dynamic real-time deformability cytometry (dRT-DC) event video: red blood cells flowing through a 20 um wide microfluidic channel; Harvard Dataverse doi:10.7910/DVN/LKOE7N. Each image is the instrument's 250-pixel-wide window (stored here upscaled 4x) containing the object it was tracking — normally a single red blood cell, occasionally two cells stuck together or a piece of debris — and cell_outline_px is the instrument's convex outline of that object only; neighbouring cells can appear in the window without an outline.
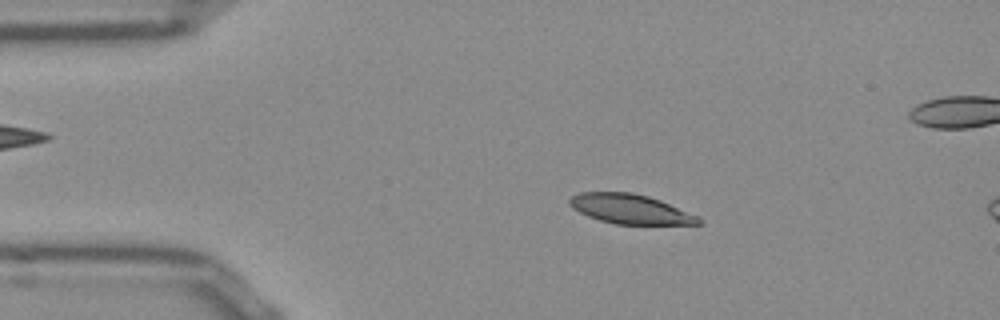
{"species": "Egyptian fruit bat (a non-hibernating species)", "species_latin": "Rousettus aegyptiacus", "temperature_condition": "room temperature", "stored_images_in_passage": 51, "segment_of_instrument_passage": [1, 2], "camera_frame_rate_fps": 3000, "um_per_image_px": 0.085, "frame": {"image": 1, "passage_image": 7, "time_ms": 2.0, "image_size_px": [1000, 320], "cell_outline_px": [[704, 224], [616, 224], [600, 220], [588, 216], [572, 208], [568, 204], [568, 200], [572, 196], [580, 192], [632, 192], [648, 196], [660, 200], [700, 216]], "centroid_in_image_um": [53.59, 17.76], "position_along_channel_um": 31.4, "area_um2": 22.31}}
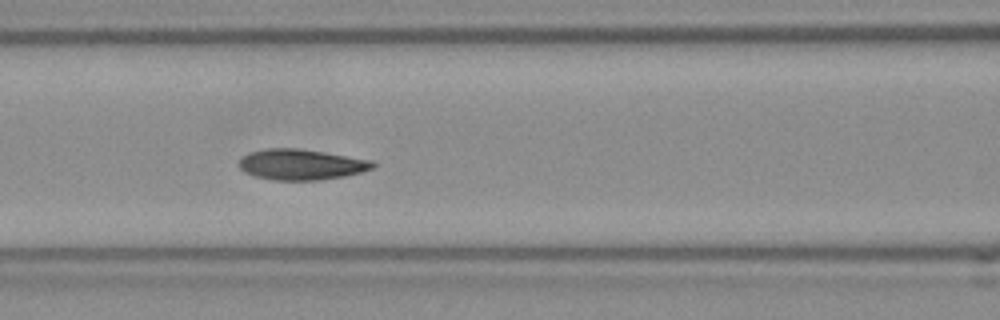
{"frame": {"image": 2, "passage_image": 19, "time_ms": 6.0, "image_size_px": [1000, 320], "cell_outline_px": [[376, 164], [372, 168], [360, 172], [344, 176], [320, 180], [272, 180], [252, 176], [244, 172], [240, 168], [240, 160], [248, 152], [268, 148], [300, 148], [372, 160]], "centroid_in_image_um": [25.58, 13.98], "position_along_channel_um": 141.0, "area_um2": 23.93}}
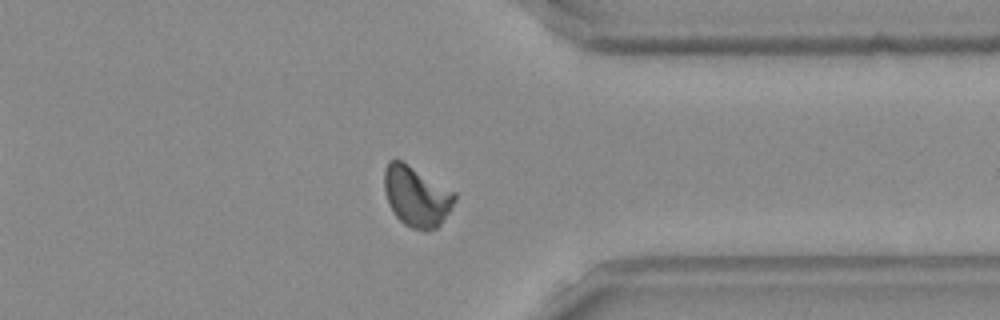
{"frame": {"image": 3, "passage_image": 38, "time_ms": 12.333, "image_size_px": [1000, 320], "cell_outline_px": [[456, 200], [452, 208], [440, 224], [436, 228], [428, 232], [424, 232], [412, 228], [404, 224], [396, 216], [388, 204], [384, 188], [384, 172], [388, 160], [400, 160], [408, 164], [456, 192]], "centroid_in_image_um": [35.41, 16.71], "position_along_channel_um": 376.0, "area_um2": 24.91}}